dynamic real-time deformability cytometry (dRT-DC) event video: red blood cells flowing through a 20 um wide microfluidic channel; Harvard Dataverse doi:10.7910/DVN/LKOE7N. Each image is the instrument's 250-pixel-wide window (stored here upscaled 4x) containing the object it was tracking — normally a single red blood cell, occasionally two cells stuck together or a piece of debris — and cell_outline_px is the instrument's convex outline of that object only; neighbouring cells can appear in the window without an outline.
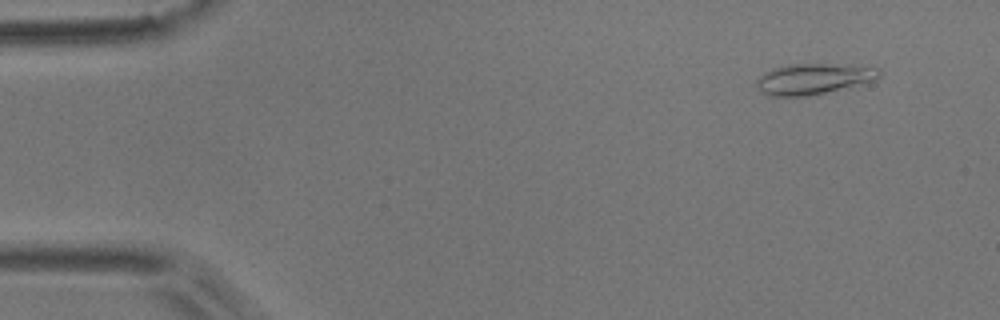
{"species": "common noctule bat (a hibernating species)", "species_latin": "Nyctalus noctula", "temperature_condition": "room temperature", "stored_images_in_passage": 3, "camera_frame_rate_fps": 3000, "um_per_image_px": 0.085, "animal": {"sex": "male", "body_mass_g": 17.9}, "frame": {"image": 1, "passage_image": 1, "time_ms": 0.0, "image_size_px": [1000, 320], "cell_outline_px": [[880, 76], [876, 80], [808, 96], [768, 96], [760, 92], [756, 84], [756, 80], [764, 72], [772, 68], [788, 64], [824, 64], [880, 68]], "centroid_in_image_um": [69.07, 6.71], "position_along_channel_um": 15.9, "area_um2": 21.79}}